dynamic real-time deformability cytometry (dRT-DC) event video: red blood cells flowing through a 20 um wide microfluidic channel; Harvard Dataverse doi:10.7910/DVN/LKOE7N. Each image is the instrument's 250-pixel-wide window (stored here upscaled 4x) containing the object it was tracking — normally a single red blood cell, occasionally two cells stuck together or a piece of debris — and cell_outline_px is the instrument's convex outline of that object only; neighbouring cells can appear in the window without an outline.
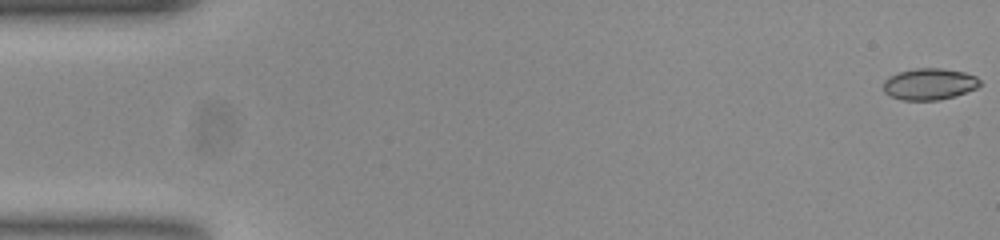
{"species": "common noctule bat (a hibernating species)", "species_latin": "Nyctalus noctula", "temperature_condition": "room temperature", "stored_images_in_passage": 54, "camera_frame_rate_fps": 3000, "um_per_image_px": 0.085, "animal": {"sex": "female", "body_mass_g": 23.0, "forearm_length_mm": 53.4}, "frame": {"image": 1, "passage_image": 1, "time_ms": 0.0, "image_size_px": [1000, 240], "cell_outline_px": [[980, 84], [976, 88], [956, 96], [940, 100], [900, 100], [884, 92], [884, 80], [888, 76], [896, 72], [916, 68], [940, 68], [964, 72], [976, 76], [980, 80]], "centroid_in_image_um": [78.98, 7.14], "position_along_channel_um": 6.0, "area_um2": 17.86}}
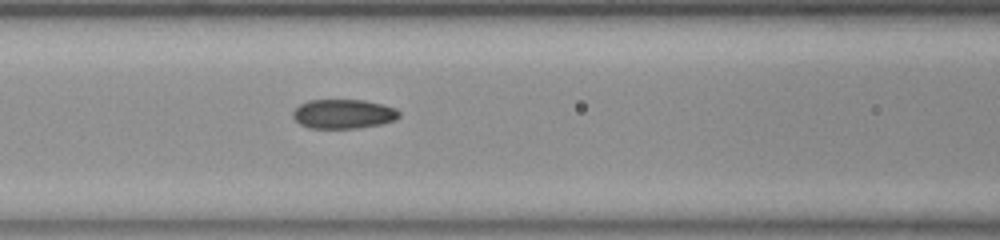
{"frame": {"image": 2, "passage_image": 23, "time_ms": 7.333, "image_size_px": [1000, 240], "cell_outline_px": [[400, 116], [396, 120], [384, 124], [356, 128], [308, 128], [300, 124], [292, 116], [292, 112], [300, 104], [308, 100], [364, 100], [384, 104], [396, 108], [400, 112]], "centroid_in_image_um": [29.22, 9.68], "position_along_channel_um": 137.4, "area_um2": 18.38}}
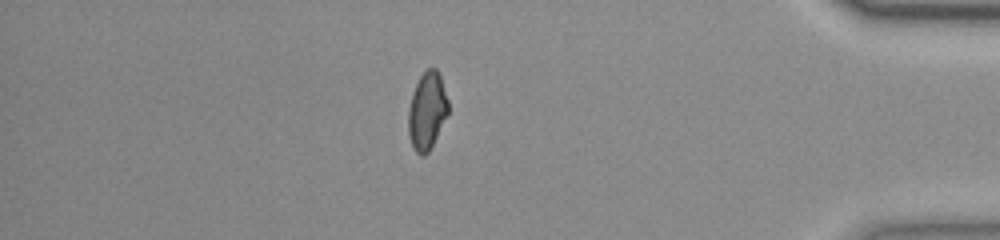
{"frame": {"image": 3, "passage_image": 47, "time_ms": 15.333, "image_size_px": [1000, 240], "cell_outline_px": [[448, 112], [428, 152], [424, 156], [420, 156], [412, 148], [408, 132], [408, 108], [412, 92], [420, 76], [428, 68], [436, 68], [440, 72], [448, 100]], "centroid_in_image_um": [36.28, 9.4], "position_along_channel_um": 398.9, "area_um2": 18.03}, "authors_computed_cell_mechanics": {"area_um2": 18.1781, "velocity_mm_per_s": 3.7761, "shape_relaxation_time_tau1_ms": null, "shape_relaxation_time_tau2_ms": 1.8091, "deformation_change_tau1": null, "deformation_change_tau2": 0.0544}}